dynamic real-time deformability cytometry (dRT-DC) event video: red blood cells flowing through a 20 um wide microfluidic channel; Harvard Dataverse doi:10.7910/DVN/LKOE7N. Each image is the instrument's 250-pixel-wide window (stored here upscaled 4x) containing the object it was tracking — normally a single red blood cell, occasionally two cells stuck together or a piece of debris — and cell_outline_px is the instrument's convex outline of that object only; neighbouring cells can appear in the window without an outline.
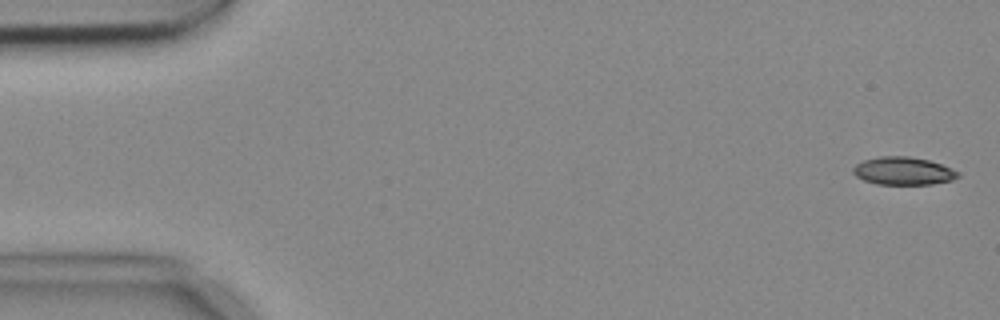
{"species": "common noctule bat (a hibernating species)", "species_latin": "Nyctalus noctula", "temperature_condition": "cold", "stored_images_in_passage": 5, "camera_frame_rate_fps": 3000, "um_per_image_px": 0.085, "animal": {"sex": "female", "body_mass_g": 18.4}, "frame": {"image": 1, "passage_image": 1, "time_ms": 0.0, "image_size_px": [1000, 320], "cell_outline_px": [[960, 176], [952, 180], [932, 184], [876, 184], [864, 180], [856, 176], [852, 172], [852, 168], [856, 164], [864, 160], [880, 156], [908, 156], [928, 160], [952, 168], [960, 172]], "centroid_in_image_um": [76.78, 14.53], "position_along_channel_um": 8.2, "area_um2": 17.05}}
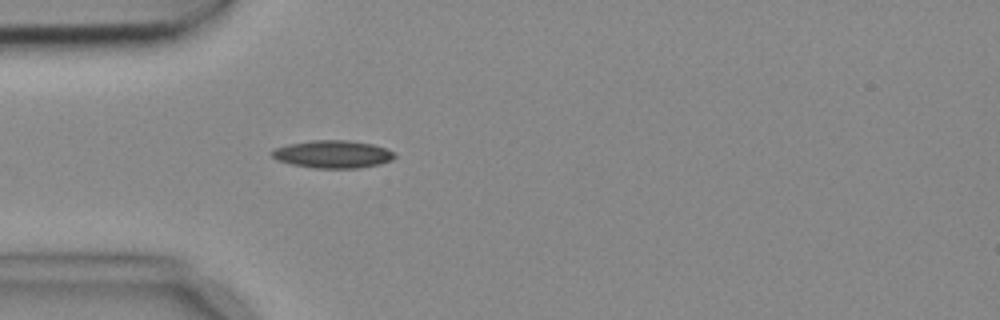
{"frame": {"image": 2, "passage_image": 5, "time_ms": 1.333, "image_size_px": [1000, 320], "cell_outline_px": [[396, 156], [392, 160], [380, 164], [356, 168], [316, 168], [292, 164], [276, 160], [272, 156], [272, 148], [288, 144], [312, 140], [348, 140], [372, 144], [384, 148], [392, 152]], "centroid_in_image_um": [28.25, 13.1], "position_along_channel_um": 56.7, "area_um2": 19.71}}